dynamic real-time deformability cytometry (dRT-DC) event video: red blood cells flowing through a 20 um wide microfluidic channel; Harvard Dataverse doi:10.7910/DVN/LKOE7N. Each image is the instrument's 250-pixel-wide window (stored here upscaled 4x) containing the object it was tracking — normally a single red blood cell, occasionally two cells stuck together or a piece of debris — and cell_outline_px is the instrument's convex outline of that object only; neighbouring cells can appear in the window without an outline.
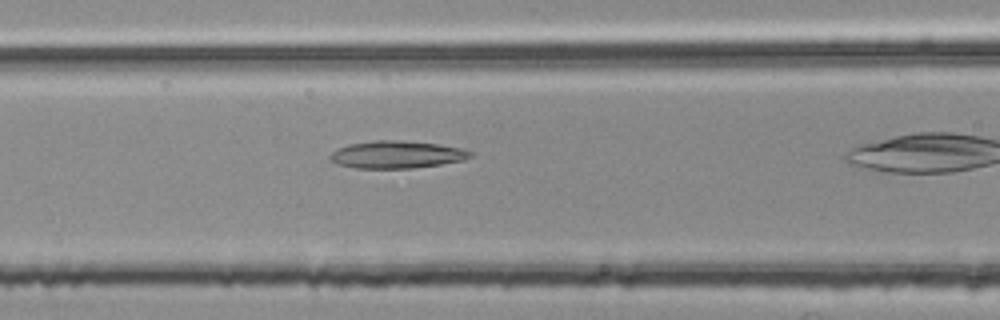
{"species": "common noctule bat (a hibernating species)", "species_latin": "Nyctalus noctula", "temperature_condition": "room temperature", "stored_images_in_passage": 38, "camera_frame_rate_fps": 3000, "um_per_image_px": 0.085, "animal": {"sex": "female", "body_mass_g": 25.1}, "frame": {"image": 1, "passage_image": 18, "time_ms": 5.667, "image_size_px": [1000, 320], "cell_outline_px": [[472, 156], [464, 160], [440, 164], [412, 168], [356, 168], [340, 164], [332, 160], [328, 156], [336, 148], [348, 144], [372, 140], [400, 140], [436, 144], [460, 148], [472, 152]], "centroid_in_image_um": [33.69, 13.13], "position_along_channel_um": 132.9, "area_um2": 22.25}}
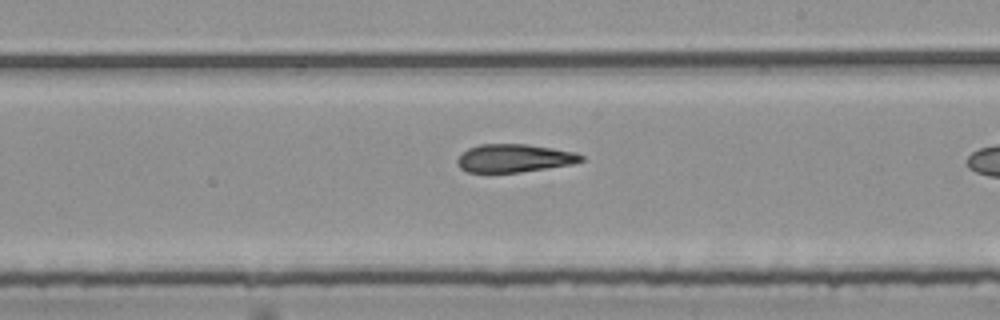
{"frame": {"image": 2, "passage_image": 27, "time_ms": 8.667, "image_size_px": [1000, 320], "cell_outline_px": [[584, 160], [572, 164], [520, 172], [468, 172], [460, 168], [456, 164], [456, 160], [468, 148], [480, 144], [524, 144], [552, 148], [576, 152], [584, 156]], "centroid_in_image_um": [43.71, 13.44], "position_along_channel_um": 245.3, "area_um2": 20.17}}
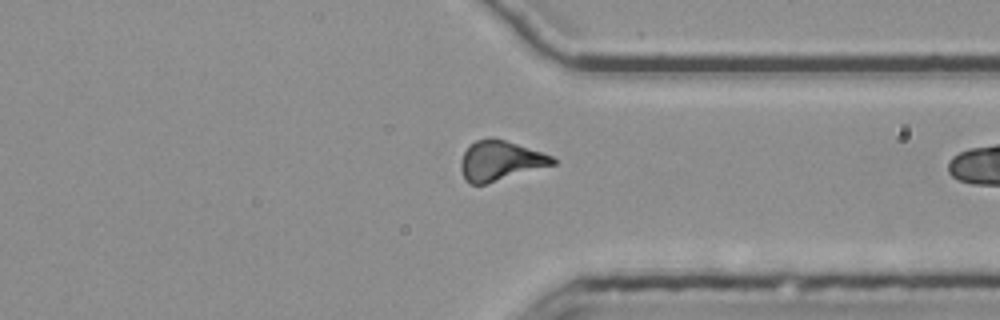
{"frame": {"image": 3, "passage_image": 37, "time_ms": 12.0, "image_size_px": [1000, 320], "cell_outline_px": [[556, 164], [484, 184], [468, 184], [464, 180], [460, 168], [460, 160], [468, 144], [476, 140], [492, 136], [552, 156], [556, 160]], "centroid_in_image_um": [42.45, 13.65], "position_along_channel_um": 368.9, "area_um2": 21.27}}